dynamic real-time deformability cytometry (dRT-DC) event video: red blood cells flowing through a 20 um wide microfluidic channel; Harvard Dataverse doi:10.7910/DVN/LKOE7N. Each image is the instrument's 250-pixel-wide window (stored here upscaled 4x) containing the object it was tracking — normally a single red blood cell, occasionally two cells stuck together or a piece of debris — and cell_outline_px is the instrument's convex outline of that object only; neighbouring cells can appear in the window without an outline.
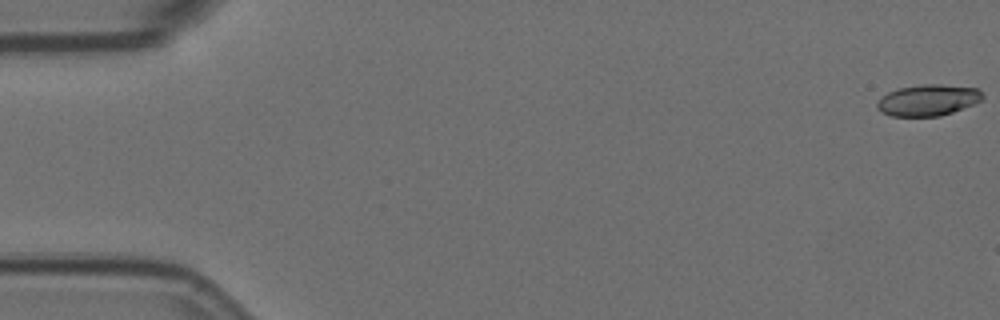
{"species": "Egyptian fruit bat (a non-hibernating species)", "species_latin": "Rousettus aegyptiacus", "temperature_condition": "room temperature", "stored_images_in_passage": 5, "camera_frame_rate_fps": 3000, "um_per_image_px": 0.085, "animal": {"sex": "female"}, "frame": {"image": 1, "passage_image": 1, "time_ms": 0.0, "image_size_px": [1000, 320], "cell_outline_px": [[984, 96], [980, 100], [972, 104], [952, 112], [940, 116], [892, 116], [880, 112], [876, 108], [876, 104], [880, 96], [896, 88], [920, 84], [940, 84], [976, 88]], "centroid_in_image_um": [78.8, 8.5], "position_along_channel_um": 6.2, "area_um2": 19.25}}